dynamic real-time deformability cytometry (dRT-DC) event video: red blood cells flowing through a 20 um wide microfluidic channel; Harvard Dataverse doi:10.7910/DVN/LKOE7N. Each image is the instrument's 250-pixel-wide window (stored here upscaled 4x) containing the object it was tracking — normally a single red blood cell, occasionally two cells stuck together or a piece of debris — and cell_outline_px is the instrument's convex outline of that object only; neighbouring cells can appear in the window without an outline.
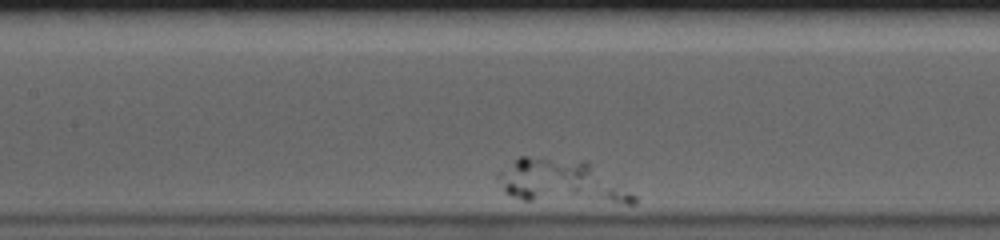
{"species": "human", "species_latin": "Homo sapiens", "temperature_condition": "cold", "stored_images_in_passage": 33, "camera_frame_rate_fps": 3000, "um_per_image_px": 0.085, "donor": {"sex": "male"}, "frame": {"image": 1, "passage_image": 11, "time_ms": 3.333, "image_size_px": [1000, 240], "cell_outline_px": [[588, 172], [580, 192], [532, 200], [524, 200], [512, 196], [504, 192], [496, 176], [500, 172], [520, 156], [528, 156], [588, 160]], "centroid_in_image_um": [46.15, 15.06], "position_along_channel_um": 161.2, "area_um2": 22.83}}